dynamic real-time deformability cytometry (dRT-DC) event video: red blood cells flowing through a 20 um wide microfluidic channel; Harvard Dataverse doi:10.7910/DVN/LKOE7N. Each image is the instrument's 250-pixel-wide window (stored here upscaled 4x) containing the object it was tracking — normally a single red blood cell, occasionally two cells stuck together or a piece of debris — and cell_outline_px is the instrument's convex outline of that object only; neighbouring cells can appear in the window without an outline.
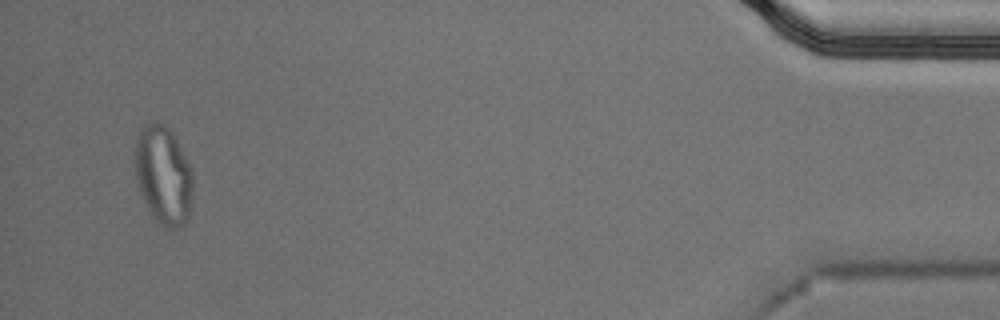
{"species": "Egyptian fruit bat (a non-hibernating species)", "species_latin": "Rousettus aegyptiacus", "temperature_condition": "cold", "stored_images_in_passage": 55, "segment_of_instrument_passage": [2, 2], "camera_frame_rate_fps": 3000, "um_per_image_px": 0.085, "animal": {"sex": "male"}, "frame": {"image": 1, "passage_image": 53, "time_ms": 17.333, "image_size_px": [1000, 320], "cell_outline_px": [[192, 196], [188, 220], [184, 224], [176, 228], [164, 228], [152, 216], [140, 192], [136, 176], [136, 140], [144, 124], [156, 120], [164, 124], [172, 132], [192, 168]], "centroid_in_image_um": [13.91, 14.89], "position_along_channel_um": 421.3, "area_um2": 33.18}}